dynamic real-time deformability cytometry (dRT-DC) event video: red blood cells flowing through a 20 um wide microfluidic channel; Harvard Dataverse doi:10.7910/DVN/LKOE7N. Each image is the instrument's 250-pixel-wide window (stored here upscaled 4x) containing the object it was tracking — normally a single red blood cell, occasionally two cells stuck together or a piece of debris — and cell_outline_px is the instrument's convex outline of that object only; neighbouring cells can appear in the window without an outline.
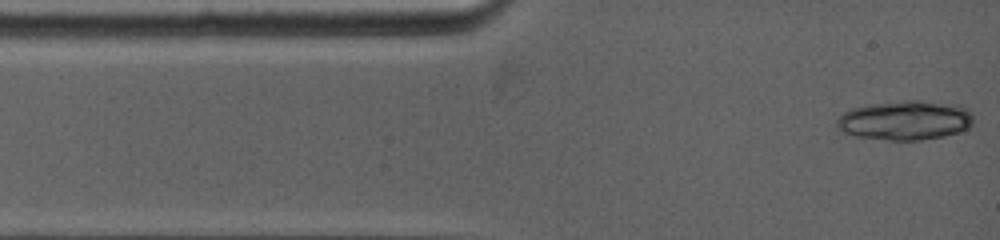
{"species": "common noctule bat (a hibernating species)", "species_latin": "Nyctalus noctula", "temperature_condition": "warm", "stored_images_in_passage": 5, "camera_frame_rate_fps": 5000, "um_per_image_px": 0.085, "animal": {"sex": "female", "body_mass_g": 19.0, "forearm_length_mm": 53.3}, "frame": {"image": 1, "passage_image": 1, "time_ms": 0.0, "image_size_px": [1000, 240], "cell_outline_px": [[972, 124], [968, 128], [944, 136], [920, 140], [888, 140], [856, 136], [844, 132], [836, 128], [836, 120], [844, 112], [852, 108], [868, 104], [904, 100], [920, 100], [964, 104], [972, 112]], "centroid_in_image_um": [76.97, 10.2], "position_along_channel_um": 8.0, "area_um2": 31.79}}